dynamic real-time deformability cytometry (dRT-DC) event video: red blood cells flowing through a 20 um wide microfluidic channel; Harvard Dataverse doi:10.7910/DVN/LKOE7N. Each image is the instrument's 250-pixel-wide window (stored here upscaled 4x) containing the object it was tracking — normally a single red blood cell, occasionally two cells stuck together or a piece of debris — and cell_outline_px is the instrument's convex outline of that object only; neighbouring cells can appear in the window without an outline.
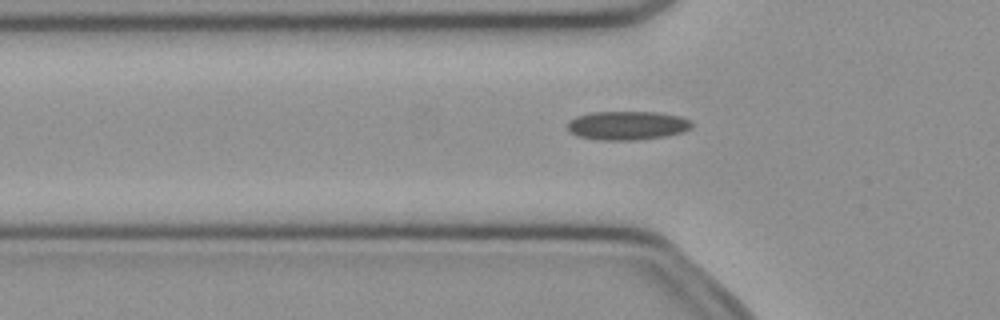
{"species": "common noctule bat (a hibernating species)", "species_latin": "Nyctalus noctula", "temperature_condition": "cold", "stored_images_in_passage": 51, "camera_frame_rate_fps": 3000, "um_per_image_px": 0.085, "animal": {"sex": "female", "body_mass_g": 21.9}, "frame": {"image": 1, "passage_image": 16, "time_ms": 5.0, "image_size_px": [1000, 320], "cell_outline_px": [[692, 128], [680, 132], [664, 136], [636, 140], [600, 140], [580, 136], [568, 132], [568, 120], [576, 116], [592, 112], [656, 112], [680, 116], [692, 120]], "centroid_in_image_um": [53.31, 10.66], "position_along_channel_um": 72.5, "area_um2": 20.87}}
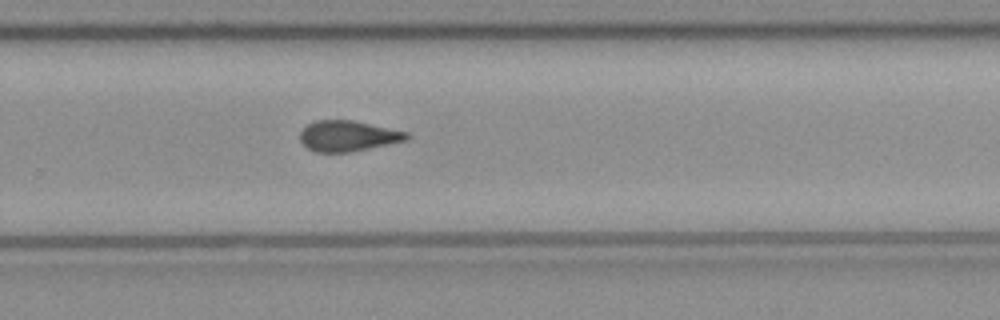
{"frame": {"image": 2, "passage_image": 33, "time_ms": 10.667, "image_size_px": [1000, 320], "cell_outline_px": [[412, 136], [408, 140], [348, 152], [316, 152], [308, 148], [300, 140], [300, 132], [308, 124], [316, 120], [352, 120], [408, 132]], "centroid_in_image_um": [29.59, 11.55], "position_along_channel_um": 300.2, "area_um2": 18.9}}
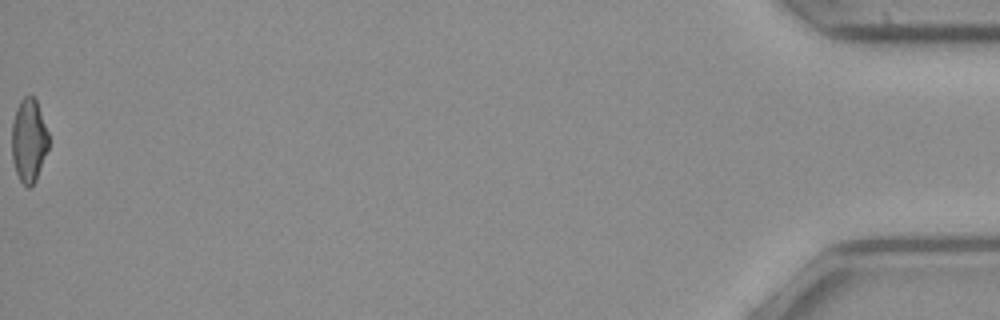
{"frame": {"image": 3, "passage_image": 51, "time_ms": 16.667, "image_size_px": [1000, 320], "cell_outline_px": [[48, 148], [36, 180], [28, 188], [20, 180], [16, 172], [12, 160], [12, 120], [16, 108], [20, 100], [24, 96], [32, 96], [36, 100], [48, 132]], "centroid_in_image_um": [2.43, 11.93], "position_along_channel_um": 432.8, "area_um2": 17.8}, "authors_computed_cell_mechanics": {"area_um2": 19.7676, "velocity_mm_per_s": 3.9964, "shape_relaxation_time_tau1_ms": null, "shape_relaxation_time_tau2_ms": 3.1983, "deformation_change_tau1": null, "deformation_change_tau2": 0.0996}}